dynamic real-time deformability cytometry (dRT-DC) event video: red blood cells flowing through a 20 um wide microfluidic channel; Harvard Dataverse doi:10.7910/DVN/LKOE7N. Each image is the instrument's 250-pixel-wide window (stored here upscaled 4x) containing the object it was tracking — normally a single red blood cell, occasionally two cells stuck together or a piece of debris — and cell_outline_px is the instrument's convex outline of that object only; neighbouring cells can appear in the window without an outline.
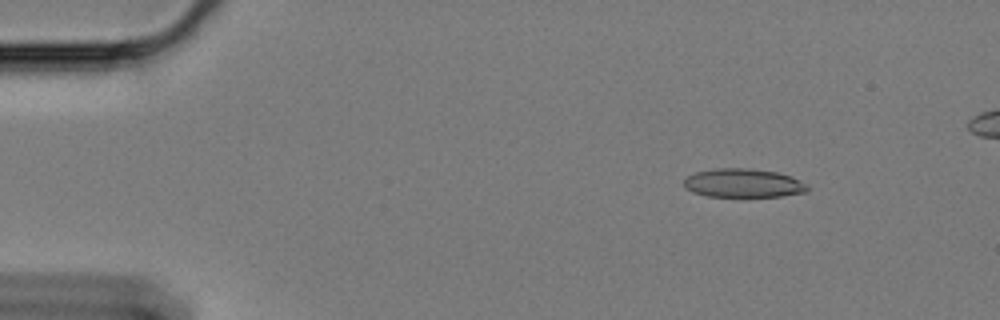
{"species": "Egyptian fruit bat (a non-hibernating species)", "species_latin": "Rousettus aegyptiacus", "temperature_condition": "cold", "stored_images_in_passage": 56, "camera_frame_rate_fps": 3000, "um_per_image_px": 0.085, "animal": {"sex": "female"}, "frame": {"image": 1, "passage_image": 6, "time_ms": 1.667, "image_size_px": [1000, 320], "cell_outline_px": [[808, 192], [780, 196], [708, 196], [692, 192], [684, 188], [684, 180], [688, 176], [696, 172], [716, 168], [744, 168], [776, 172], [792, 176], [808, 184]], "centroid_in_image_um": [63.19, 15.56], "position_along_channel_um": 21.8, "area_um2": 20.63}}
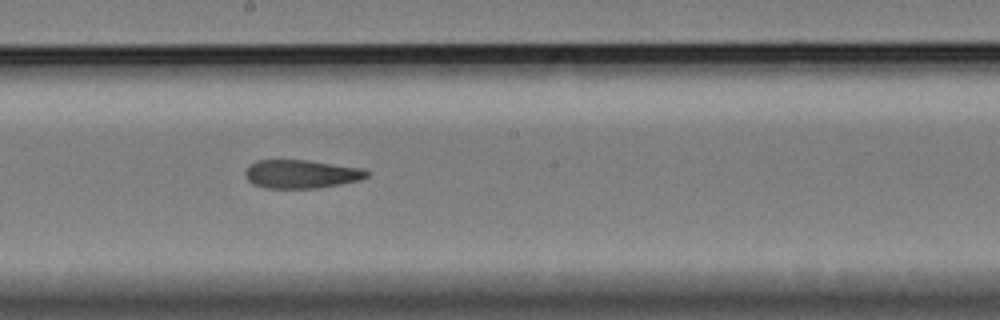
{"frame": {"image": 2, "passage_image": 31, "time_ms": 10.0, "image_size_px": [1000, 320], "cell_outline_px": [[372, 172], [368, 176], [360, 180], [340, 184], [316, 188], [264, 188], [252, 184], [248, 180], [244, 172], [248, 164], [256, 160], [308, 160], [364, 168]], "centroid_in_image_um": [25.61, 14.78], "position_along_channel_um": 222.6, "area_um2": 20.46}}
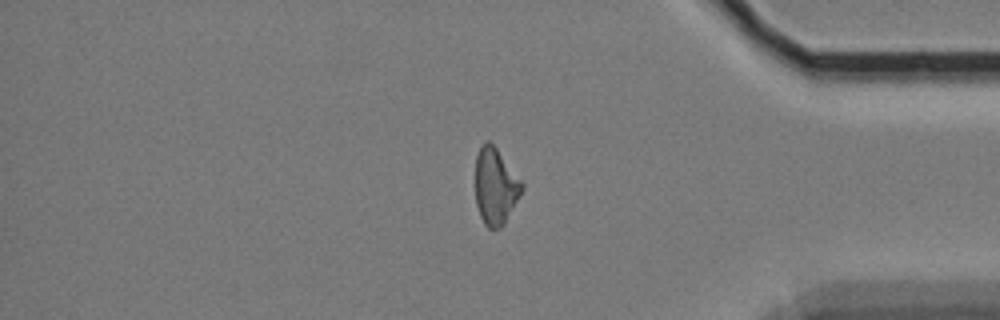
{"frame": {"image": 3, "passage_image": 48, "time_ms": 15.667, "image_size_px": [1000, 320], "cell_outline_px": [[524, 188], [520, 196], [504, 224], [500, 228], [488, 228], [484, 224], [480, 216], [476, 204], [476, 156], [480, 148], [488, 140], [496, 148], [524, 184]], "centroid_in_image_um": [42.12, 15.87], "position_along_channel_um": 393.1, "area_um2": 20.46}}